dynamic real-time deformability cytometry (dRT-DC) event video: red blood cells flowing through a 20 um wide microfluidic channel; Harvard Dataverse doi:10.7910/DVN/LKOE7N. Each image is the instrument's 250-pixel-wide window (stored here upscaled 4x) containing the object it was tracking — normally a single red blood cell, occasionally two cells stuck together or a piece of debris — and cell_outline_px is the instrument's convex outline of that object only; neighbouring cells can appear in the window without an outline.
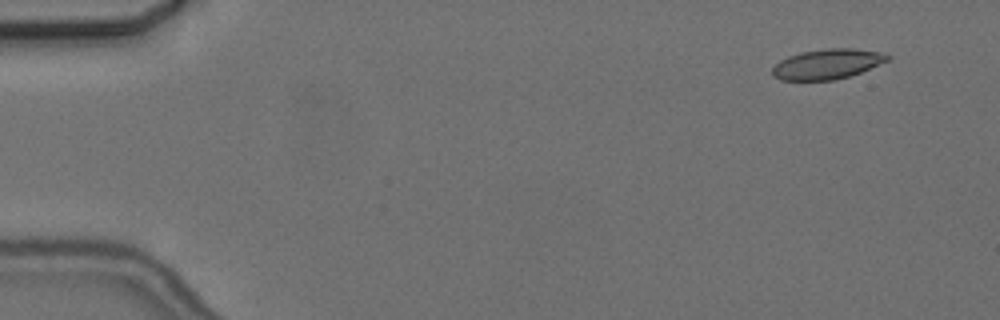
{"species": "common noctule bat (a hibernating species)", "species_latin": "Nyctalus noctula", "temperature_condition": "cold", "stored_images_in_passage": 6, "camera_frame_rate_fps": 3000, "um_per_image_px": 0.085, "animal": {"sex": "female", "body_mass_g": 24.6, "forearm_length_mm": 56.2}, "frame": {"image": 1, "passage_image": 1, "time_ms": 0.0, "image_size_px": [1000, 320], "cell_outline_px": [[892, 56], [888, 60], [860, 72], [836, 80], [780, 80], [772, 76], [772, 68], [780, 60], [788, 56], [800, 52], [828, 48], [852, 48], [880, 52]], "centroid_in_image_um": [70.28, 5.44], "position_along_channel_um": 14.7, "area_um2": 20.11}}
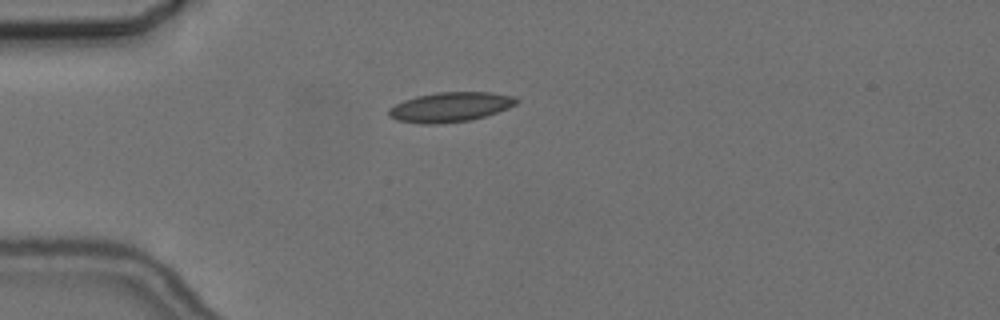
{"frame": {"image": 2, "passage_image": 4, "time_ms": 3.667, "image_size_px": [1000, 320], "cell_outline_px": [[520, 100], [516, 104], [508, 108], [472, 120], [436, 124], [420, 124], [396, 120], [388, 116], [388, 108], [404, 100], [416, 96], [436, 92], [492, 92], [516, 96]], "centroid_in_image_um": [38.27, 9.09], "position_along_channel_um": 46.7, "area_um2": 22.31}}
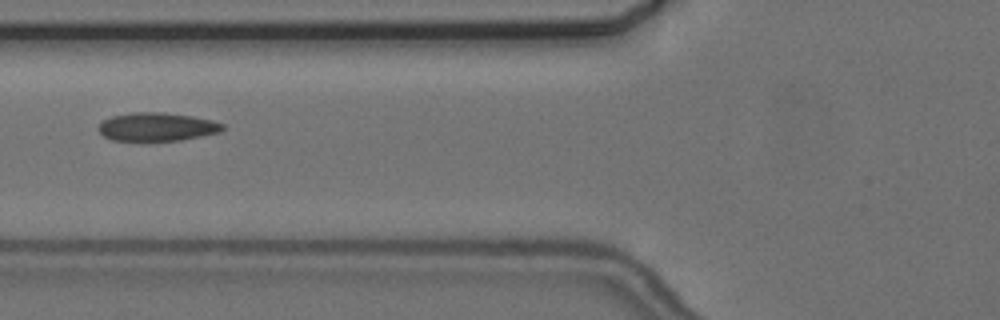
{"frame": {"image": 3, "passage_image": 6, "time_ms": 6.0, "image_size_px": [1000, 320], "cell_outline_px": [[224, 128], [220, 132], [180, 140], [112, 140], [104, 136], [96, 128], [104, 120], [112, 116], [132, 112], [164, 112], [192, 116], [212, 120], [224, 124]], "centroid_in_image_um": [13.34, 10.77], "position_along_channel_um": 112.5, "area_um2": 20.4}}